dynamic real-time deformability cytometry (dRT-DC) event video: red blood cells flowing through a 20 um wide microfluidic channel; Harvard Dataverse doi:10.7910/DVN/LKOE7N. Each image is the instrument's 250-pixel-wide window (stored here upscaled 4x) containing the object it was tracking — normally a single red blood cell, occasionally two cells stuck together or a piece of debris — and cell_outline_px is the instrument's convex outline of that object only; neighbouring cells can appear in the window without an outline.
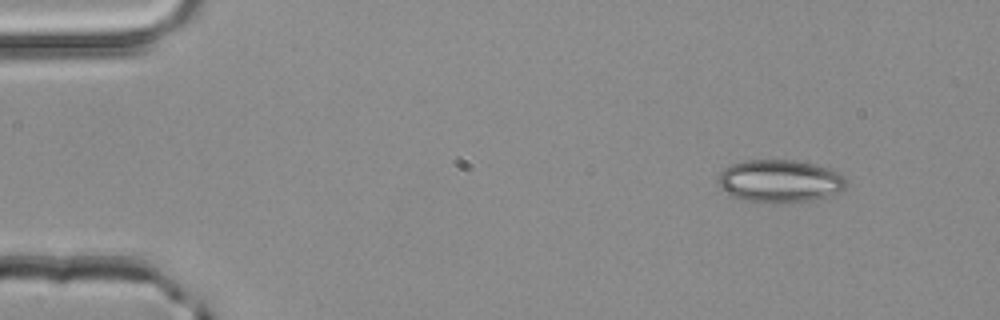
{"species": "common noctule bat (a hibernating species)", "species_latin": "Nyctalus noctula", "temperature_condition": "room temperature", "stored_images_in_passage": 3, "camera_frame_rate_fps": 3000, "um_per_image_px": 0.085, "animal": {"sex": "male", "body_mass_g": 20.4}, "frame": {"image": 1, "passage_image": 1, "time_ms": 0.0, "image_size_px": [1000, 320], "cell_outline_px": [[848, 184], [844, 188], [836, 192], [824, 196], [792, 204], [788, 204], [740, 200], [728, 196], [716, 184], [720, 172], [724, 168], [732, 164], [744, 160], [796, 160], [828, 168], [840, 172], [848, 180]], "centroid_in_image_um": [66.23, 15.4], "position_along_channel_um": 18.8, "area_um2": 32.37}}